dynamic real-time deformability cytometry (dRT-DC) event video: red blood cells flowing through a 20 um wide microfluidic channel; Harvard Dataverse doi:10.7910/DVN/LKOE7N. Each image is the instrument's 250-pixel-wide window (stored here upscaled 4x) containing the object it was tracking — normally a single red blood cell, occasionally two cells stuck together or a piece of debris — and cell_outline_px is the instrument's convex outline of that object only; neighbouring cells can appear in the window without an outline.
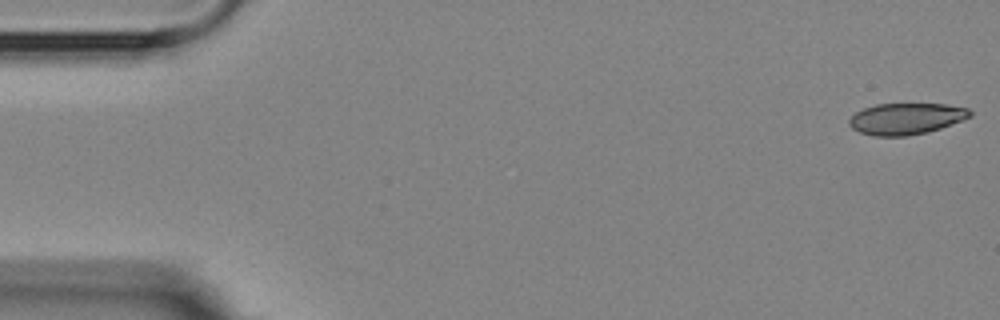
{"species": "Egyptian fruit bat (a non-hibernating species)", "species_latin": "Rousettus aegyptiacus", "temperature_condition": "room temperature", "stored_images_in_passage": 5, "camera_frame_rate_fps": 3000, "um_per_image_px": 0.085, "animal": {"sex": "female"}, "frame": {"image": 1, "passage_image": 1, "time_ms": 0.0, "image_size_px": [1000, 320], "cell_outline_px": [[972, 116], [964, 120], [928, 132], [908, 136], [872, 136], [860, 132], [852, 128], [848, 124], [848, 120], [856, 112], [864, 108], [876, 104], [944, 104], [968, 108], [972, 112]], "centroid_in_image_um": [77.02, 10.09], "position_along_channel_um": 8.0, "area_um2": 22.2}}
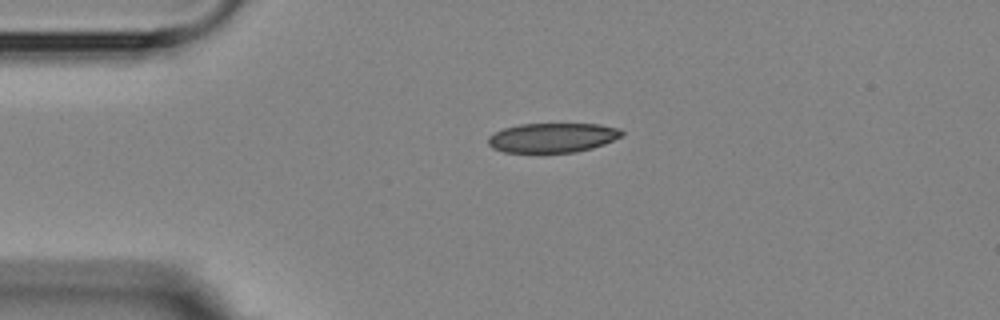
{"frame": {"image": 2, "passage_image": 4, "time_ms": 3.667, "image_size_px": [1000, 320], "cell_outline_px": [[624, 132], [620, 136], [604, 144], [592, 148], [576, 152], [504, 152], [492, 148], [488, 144], [488, 136], [504, 128], [520, 124], [600, 124], [620, 128]], "centroid_in_image_um": [46.96, 11.7], "position_along_channel_um": 38.0, "area_um2": 22.89}}